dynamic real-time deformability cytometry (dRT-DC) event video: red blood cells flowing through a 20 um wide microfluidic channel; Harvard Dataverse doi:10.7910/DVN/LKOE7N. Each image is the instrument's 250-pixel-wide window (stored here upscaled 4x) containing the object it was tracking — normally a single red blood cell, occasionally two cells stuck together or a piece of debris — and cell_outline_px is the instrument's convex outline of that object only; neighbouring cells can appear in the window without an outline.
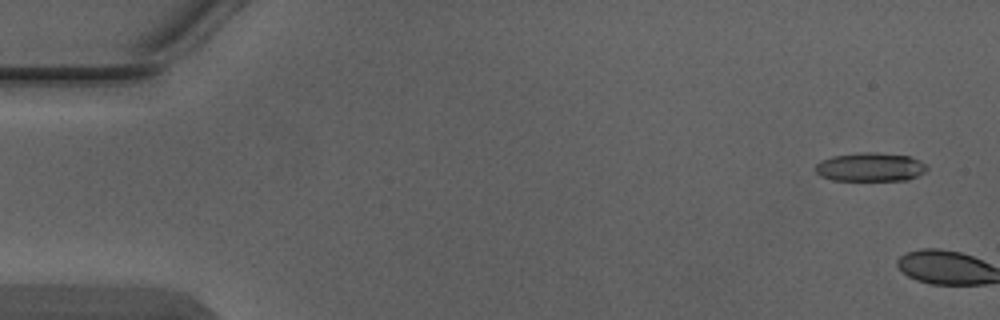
{"species": "Egyptian fruit bat (a non-hibernating species)", "species_latin": "Rousettus aegyptiacus", "temperature_condition": "warm", "stored_images_in_passage": 2, "camera_frame_rate_fps": 3000, "um_per_image_px": 0.085, "animal": {"sex": "male"}, "frame": {"image": 1, "passage_image": 1, "time_ms": 0.0, "image_size_px": [1000, 320], "cell_outline_px": [[928, 168], [924, 172], [908, 180], [832, 180], [820, 176], [816, 172], [816, 164], [832, 156], [860, 152], [876, 152], [908, 156], [920, 160], [928, 164]], "centroid_in_image_um": [74.0, 14.2], "position_along_channel_um": 11.0, "area_um2": 18.67}}